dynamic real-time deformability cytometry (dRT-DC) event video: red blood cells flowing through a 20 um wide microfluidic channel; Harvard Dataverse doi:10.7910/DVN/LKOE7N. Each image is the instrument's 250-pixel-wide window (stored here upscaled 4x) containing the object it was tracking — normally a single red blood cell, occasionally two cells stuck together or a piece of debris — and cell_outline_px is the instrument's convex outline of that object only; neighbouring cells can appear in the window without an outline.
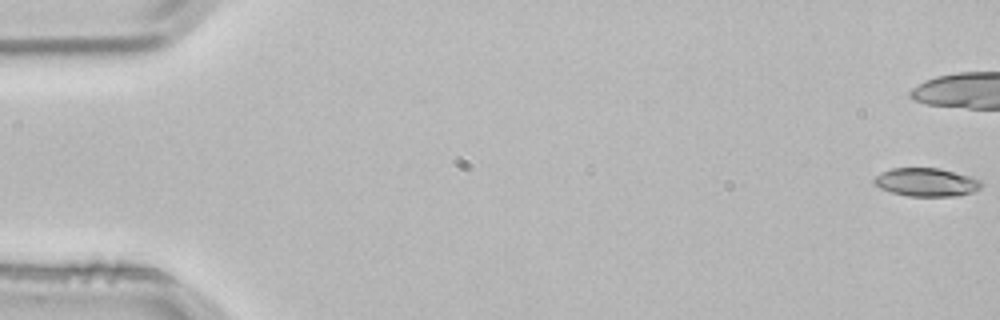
{"species": "common noctule bat (a hibernating species)", "species_latin": "Nyctalus noctula", "temperature_condition": "room temperature", "stored_images_in_passage": 4, "camera_frame_rate_fps": 3000, "um_per_image_px": 0.085, "animal": {"sex": "male", "body_mass_g": 21.5, "forearm_length_mm": 52.0}, "frame": {"image": 1, "passage_image": 1, "time_ms": 0.0, "image_size_px": [1000, 320], "cell_outline_px": [[984, 184], [980, 188], [972, 192], [956, 196], [908, 196], [892, 192], [880, 188], [872, 180], [880, 172], [892, 168], [940, 168], [972, 176], [980, 180]], "centroid_in_image_um": [78.76, 15.48], "position_along_channel_um": 6.2, "area_um2": 17.8}}